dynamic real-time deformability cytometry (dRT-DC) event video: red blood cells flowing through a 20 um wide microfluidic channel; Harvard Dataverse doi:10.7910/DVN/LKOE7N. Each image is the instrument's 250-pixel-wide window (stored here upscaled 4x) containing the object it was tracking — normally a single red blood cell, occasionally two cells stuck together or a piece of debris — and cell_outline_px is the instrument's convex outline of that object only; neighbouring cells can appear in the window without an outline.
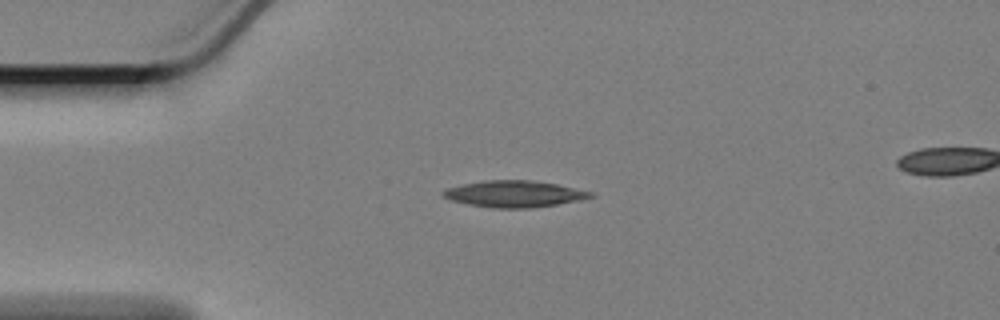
{"species": "Egyptian fruit bat (a non-hibernating species)", "species_latin": "Rousettus aegyptiacus", "temperature_condition": "cold", "stored_images_in_passage": 15, "camera_frame_rate_fps": 3000, "um_per_image_px": 0.085, "animal": {"sex": "female"}, "frame": {"image": 1, "passage_image": 1, "time_ms": 0.0, "image_size_px": [1000, 320], "cell_outline_px": [[596, 196], [556, 204], [528, 208], [492, 208], [468, 204], [448, 200], [440, 196], [440, 192], [444, 188], [460, 184], [484, 180], [532, 180], [556, 184], [592, 192]], "centroid_in_image_um": [43.58, 16.47], "position_along_channel_um": 41.4, "area_um2": 22.89}}
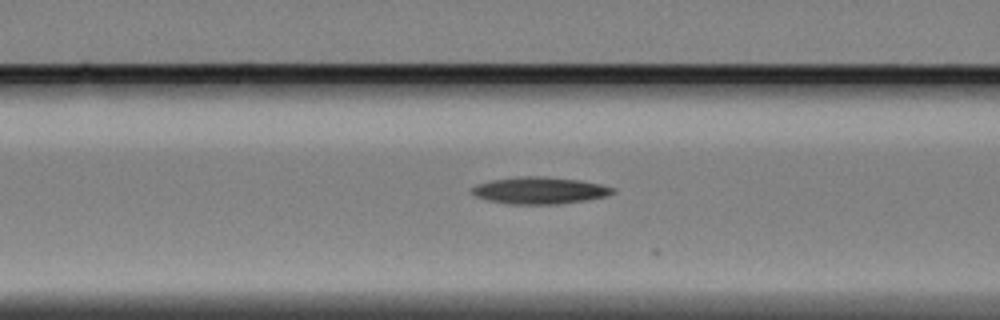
{"frame": {"image": 2, "passage_image": 10, "time_ms": 3.0, "image_size_px": [1000, 320], "cell_outline_px": [[616, 192], [604, 196], [584, 200], [556, 204], [508, 204], [488, 200], [476, 196], [468, 192], [476, 184], [492, 180], [516, 176], [544, 176], [580, 180], [600, 184], [616, 188]], "centroid_in_image_um": [45.83, 16.18], "position_along_channel_um": 120.8, "area_um2": 22.14}}
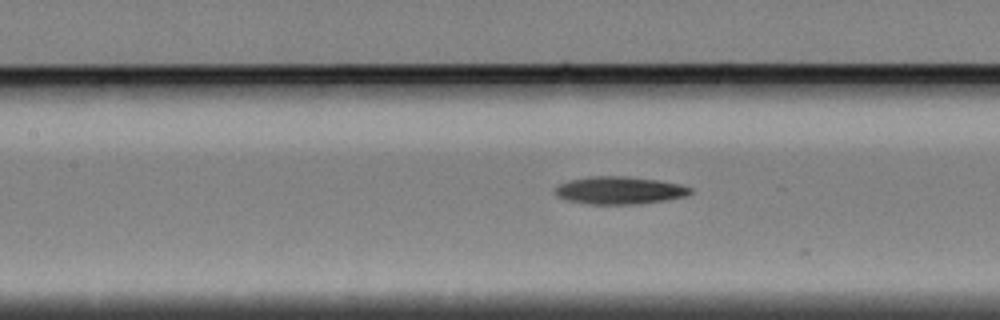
{"frame": {"image": 3, "passage_image": 13, "time_ms": 4.0, "image_size_px": [1000, 320], "cell_outline_px": [[692, 192], [684, 196], [664, 200], [640, 204], [588, 204], [568, 200], [560, 196], [556, 192], [556, 188], [560, 184], [572, 180], [592, 176], [624, 176], [656, 180], [680, 184], [692, 188]], "centroid_in_image_um": [52.69, 16.18], "position_along_channel_um": 154.7, "area_um2": 21.33}}